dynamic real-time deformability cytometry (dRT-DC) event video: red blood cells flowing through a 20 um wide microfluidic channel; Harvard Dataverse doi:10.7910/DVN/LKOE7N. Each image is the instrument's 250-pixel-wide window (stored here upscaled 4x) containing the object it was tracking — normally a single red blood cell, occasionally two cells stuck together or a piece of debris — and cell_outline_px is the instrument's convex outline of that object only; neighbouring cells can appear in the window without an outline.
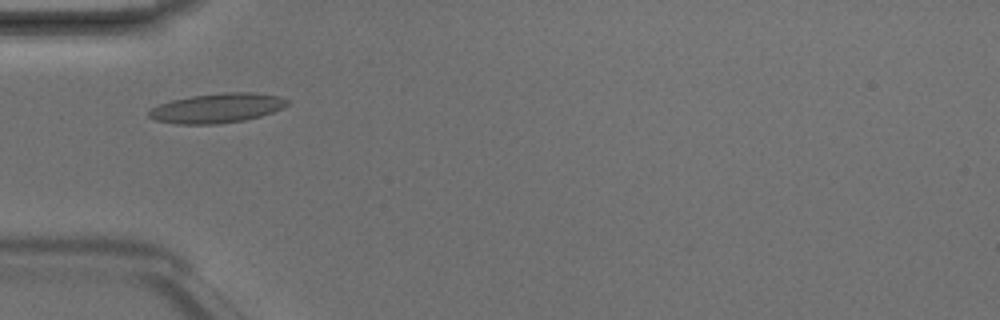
{"species": "Egyptian fruit bat (a non-hibernating species)", "species_latin": "Rousettus aegyptiacus", "temperature_condition": "room temperature", "stored_images_in_passage": 1, "camera_frame_rate_fps": 3000, "um_per_image_px": 0.085, "animal": {"sex": "male"}, "frame": {"image": 1, "passage_image": 1, "time_ms": 0.0, "image_size_px": [1000, 320], "cell_outline_px": [[288, 104], [272, 112], [260, 116], [244, 120], [216, 124], [176, 124], [156, 120], [148, 116], [148, 112], [152, 108], [160, 104], [172, 100], [192, 96], [224, 92], [256, 92], [280, 96], [288, 100]], "centroid_in_image_um": [18.45, 9.18], "position_along_channel_um": 66.5, "area_um2": 23.7}}